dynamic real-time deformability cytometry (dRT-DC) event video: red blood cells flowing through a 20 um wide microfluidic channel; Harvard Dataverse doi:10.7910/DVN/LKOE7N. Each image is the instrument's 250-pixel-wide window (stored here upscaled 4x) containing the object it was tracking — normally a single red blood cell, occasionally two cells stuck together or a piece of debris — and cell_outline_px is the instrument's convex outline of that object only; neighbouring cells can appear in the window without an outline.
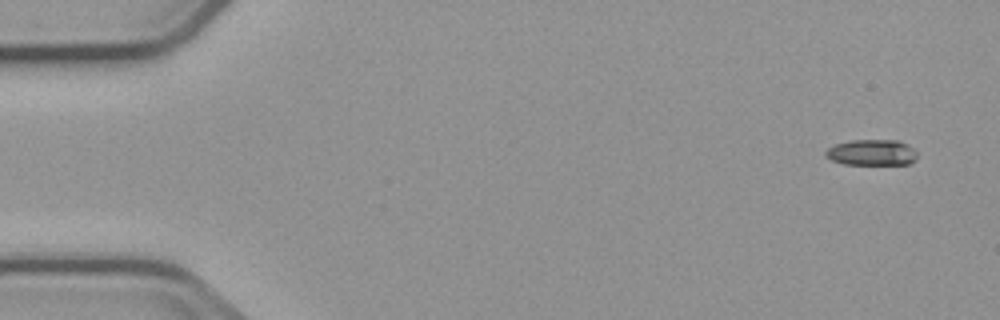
{"species": "common noctule bat (a hibernating species)", "species_latin": "Nyctalus noctula", "temperature_condition": "cold", "stored_images_in_passage": 5, "camera_frame_rate_fps": 3000, "um_per_image_px": 0.085, "animal": {"sex": "male", "body_mass_g": 23.1, "forearm_length_mm": 52.7}, "frame": {"image": 1, "passage_image": 1, "time_ms": 0.0, "image_size_px": [1000, 320], "cell_outline_px": [[916, 160], [908, 164], [844, 164], [832, 160], [824, 156], [824, 152], [828, 148], [836, 144], [852, 140], [900, 140], [908, 144], [916, 152]], "centroid_in_image_um": [74.1, 12.96], "position_along_channel_um": 10.9, "area_um2": 13.87}}
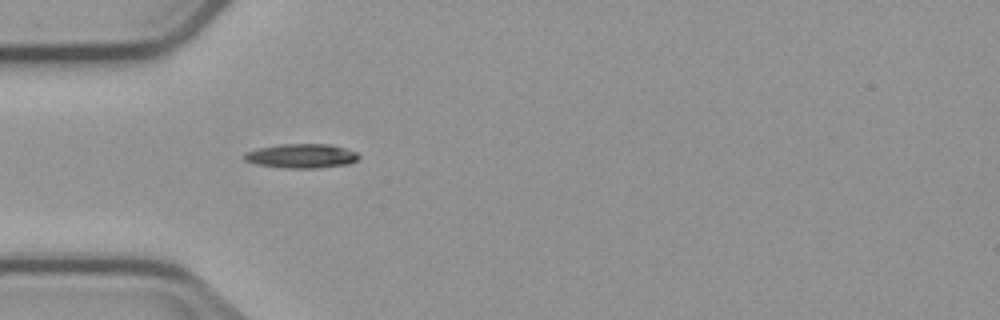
{"frame": {"image": 2, "passage_image": 5, "time_ms": 4.667, "image_size_px": [1000, 320], "cell_outline_px": [[360, 156], [356, 160], [348, 164], [316, 168], [284, 168], [256, 164], [244, 160], [244, 152], [256, 148], [280, 144], [332, 144], [356, 152]], "centroid_in_image_um": [25.59, 13.25], "position_along_channel_um": 59.4, "area_um2": 16.24}}